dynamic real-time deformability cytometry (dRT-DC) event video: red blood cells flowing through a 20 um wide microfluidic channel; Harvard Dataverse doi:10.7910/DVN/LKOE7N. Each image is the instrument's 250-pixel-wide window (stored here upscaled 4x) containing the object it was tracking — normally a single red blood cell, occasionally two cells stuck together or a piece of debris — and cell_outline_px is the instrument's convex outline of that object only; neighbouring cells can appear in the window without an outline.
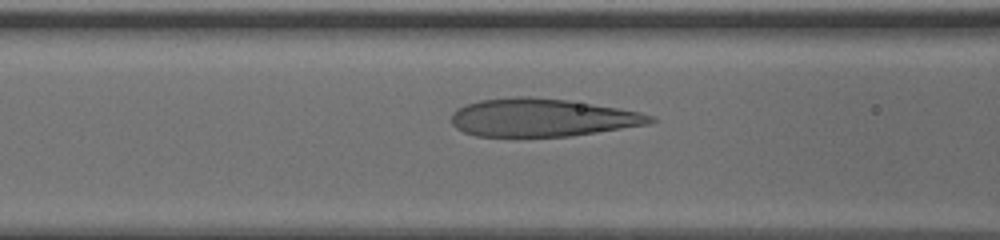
{"species": "human", "species_latin": "Homo sapiens", "temperature_condition": "cold", "stored_images_in_passage": 42, "camera_frame_rate_fps": 3000, "um_per_image_px": 0.085, "donor": {"sex": "male"}, "frame": {"image": 1, "passage_image": 11, "time_ms": 3.333, "image_size_px": [1000, 240], "cell_outline_px": [[656, 120], [648, 124], [572, 136], [476, 136], [464, 132], [456, 128], [452, 124], [452, 112], [456, 108], [464, 104], [480, 100], [516, 96], [532, 96], [568, 100], [640, 112], [652, 116]], "centroid_in_image_um": [46.02, 9.99], "position_along_channel_um": 120.6, "area_um2": 43.93}}
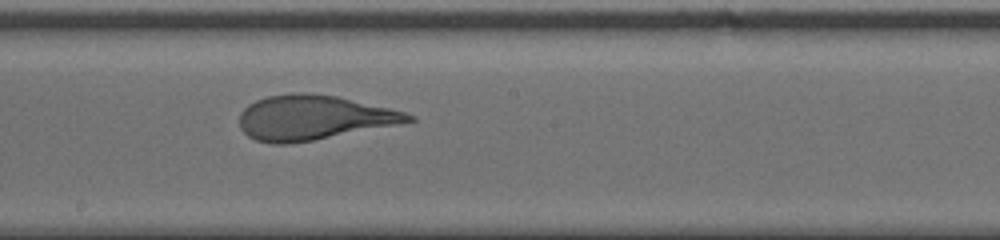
{"frame": {"image": 2, "passage_image": 19, "time_ms": 6.0, "image_size_px": [1000, 240], "cell_outline_px": [[416, 120], [400, 124], [312, 140], [288, 144], [272, 144], [256, 140], [248, 136], [240, 128], [240, 112], [248, 104], [256, 100], [268, 96], [292, 92], [304, 92], [336, 96], [388, 108], [404, 112], [416, 116]], "centroid_in_image_um": [26.61, 9.99], "position_along_channel_um": 221.6, "area_um2": 43.75}}
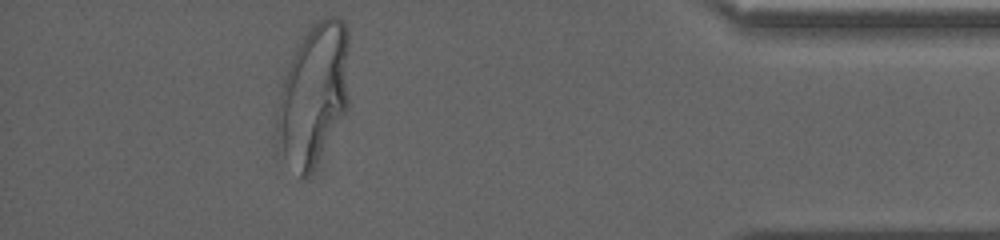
{"frame": {"image": 3, "passage_image": 37, "time_ms": 12.0, "image_size_px": [1000, 240], "cell_outline_px": [[348, 108], [312, 168], [304, 176], [300, 176], [284, 152], [276, 124], [276, 112], [284, 80], [288, 68], [296, 48], [312, 24], [316, 20], [324, 16], [336, 16], [344, 20], [348, 28]], "centroid_in_image_um": [26.71, 7.87], "position_along_channel_um": 408.5, "area_um2": 57.86}, "authors_computed_cell_mechanics": {"area_um2": 45.373, "velocity_mm_per_s": 3.7873, "shape_relaxation_time_tau1_ms": 4.8339, "shape_relaxation_time_tau2_ms": 0.6934, "deformation_change_tau1": 0.231, "deformation_change_tau2": 0.0931}}